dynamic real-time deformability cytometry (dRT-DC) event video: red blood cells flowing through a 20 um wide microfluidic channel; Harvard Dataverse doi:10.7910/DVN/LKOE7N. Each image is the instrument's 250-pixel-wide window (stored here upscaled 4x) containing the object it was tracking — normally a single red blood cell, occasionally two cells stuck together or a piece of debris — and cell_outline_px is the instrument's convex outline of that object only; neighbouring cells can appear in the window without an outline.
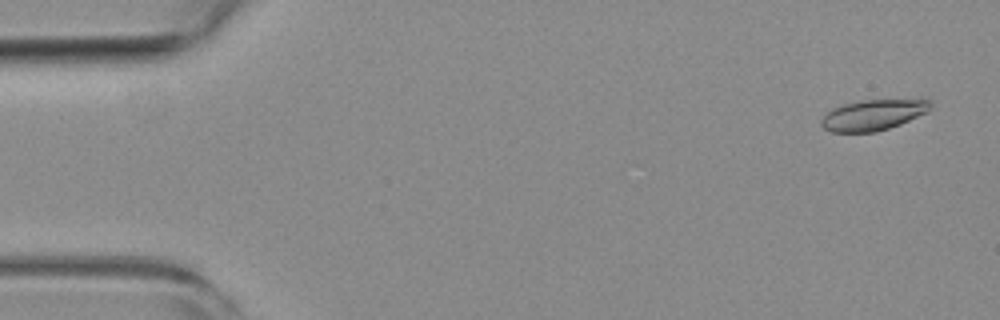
{"species": "common noctule bat (a hibernating species)", "species_latin": "Nyctalus noctula", "temperature_condition": "room temperature", "stored_images_in_passage": 9, "camera_frame_rate_fps": 3000, "um_per_image_px": 0.085, "animal": {"sex": "female", "body_mass_g": 19.3, "forearm_length_mm": 54.1}, "frame": {"image": 1, "passage_image": 2, "time_ms": 0.333, "image_size_px": [1000, 320], "cell_outline_px": [[932, 104], [928, 112], [900, 124], [876, 132], [832, 132], [824, 128], [820, 124], [820, 120], [832, 108], [844, 104], [860, 100], [920, 96], [924, 96], [932, 100]], "centroid_in_image_um": [74.35, 9.7], "position_along_channel_um": 10.7, "area_um2": 20.52}}